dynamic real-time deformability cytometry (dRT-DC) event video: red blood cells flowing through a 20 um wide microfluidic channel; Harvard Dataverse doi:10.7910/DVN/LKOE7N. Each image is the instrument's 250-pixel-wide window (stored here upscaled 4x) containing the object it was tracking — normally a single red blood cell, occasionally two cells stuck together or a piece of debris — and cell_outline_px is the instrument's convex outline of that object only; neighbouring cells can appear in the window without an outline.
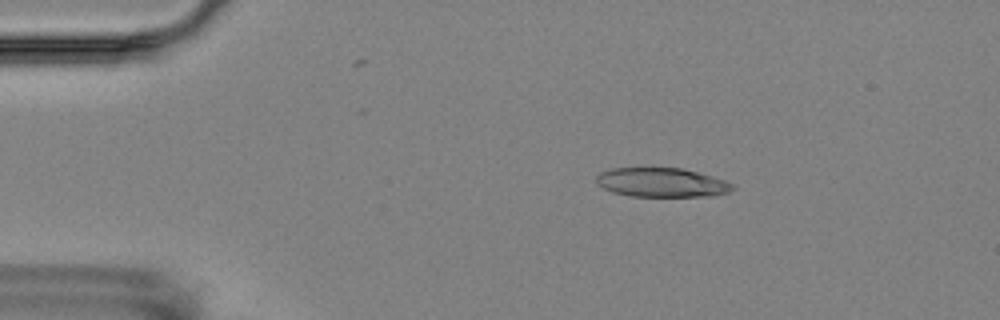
{"species": "Egyptian fruit bat (a non-hibernating species)", "species_latin": "Rousettus aegyptiacus", "temperature_condition": "room temperature", "stored_images_in_passage": 2, "camera_frame_rate_fps": 3000, "um_per_image_px": 0.085, "animal": {"sex": "female"}, "frame": {"image": 1, "passage_image": 1, "time_ms": 0.0, "image_size_px": [1000, 320], "cell_outline_px": [[736, 188], [728, 192], [716, 196], [632, 196], [612, 192], [596, 184], [596, 176], [600, 172], [612, 168], [680, 168], [712, 176], [724, 180], [732, 184]], "centroid_in_image_um": [56.23, 15.51], "position_along_channel_um": 28.8, "area_um2": 23.12}}